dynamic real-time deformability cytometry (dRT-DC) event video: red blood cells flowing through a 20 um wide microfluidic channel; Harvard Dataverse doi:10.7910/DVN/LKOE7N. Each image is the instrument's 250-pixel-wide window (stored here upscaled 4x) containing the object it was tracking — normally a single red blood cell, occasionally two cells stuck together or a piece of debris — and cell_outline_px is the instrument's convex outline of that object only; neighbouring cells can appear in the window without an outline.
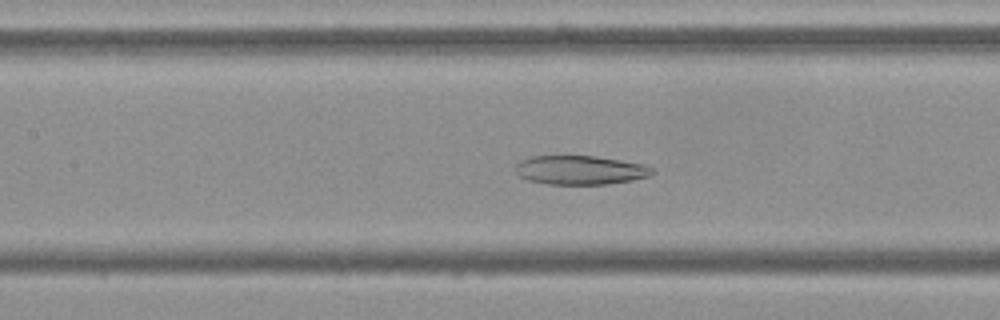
{"species": "Egyptian fruit bat (a non-hibernating species)", "species_latin": "Rousettus aegyptiacus", "temperature_condition": "cold", "stored_images_in_passage": 55, "camera_frame_rate_fps": 3000, "um_per_image_px": 0.085, "frame": {"image": 1, "passage_image": 25, "time_ms": 8.0, "image_size_px": [1000, 320], "cell_outline_px": [[656, 172], [652, 176], [632, 180], [608, 184], [548, 184], [528, 180], [520, 176], [516, 172], [516, 164], [520, 160], [532, 156], [596, 156], [644, 164], [656, 168]], "centroid_in_image_um": [49.38, 14.45], "position_along_channel_um": 158.0, "area_um2": 23.29}}
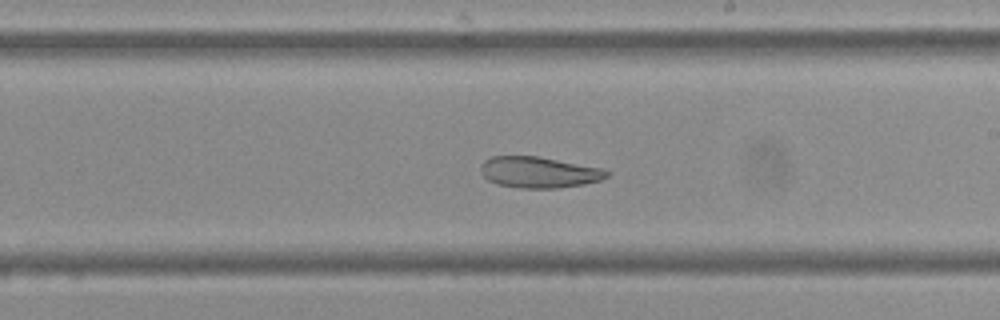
{"frame": {"image": 2, "passage_image": 32, "time_ms": 10.333, "image_size_px": [1000, 320], "cell_outline_px": [[612, 172], [608, 176], [600, 180], [584, 184], [556, 188], [520, 188], [496, 184], [488, 180], [480, 172], [480, 164], [484, 160], [492, 156], [536, 156], [604, 168]], "centroid_in_image_um": [45.81, 14.64], "position_along_channel_um": 243.2, "area_um2": 23.0}}
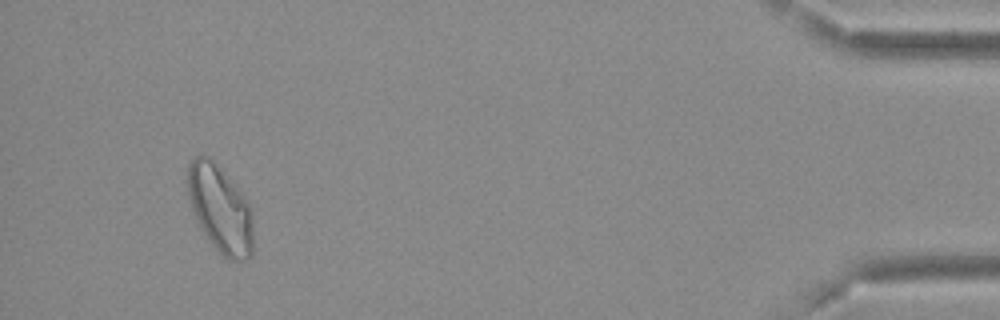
{"frame": {"image": 3, "passage_image": 52, "time_ms": 17.0, "image_size_px": [1000, 320], "cell_outline_px": [[252, 252], [248, 260], [228, 260], [208, 240], [200, 228], [196, 220], [188, 196], [188, 164], [196, 156], [208, 156], [212, 160], [244, 196], [252, 212]], "centroid_in_image_um": [18.71, 17.8], "position_along_channel_um": 416.5, "area_um2": 32.83}, "authors_computed_cell_mechanics": {"area_um2": 29.8826, "velocity_mm_per_s": 3.6579, "shape_relaxation_time_tau1_ms": null, "shape_relaxation_time_tau2_ms": 6.9386, "deformation_change_tau1": null, "deformation_change_tau2": 0.1425}}